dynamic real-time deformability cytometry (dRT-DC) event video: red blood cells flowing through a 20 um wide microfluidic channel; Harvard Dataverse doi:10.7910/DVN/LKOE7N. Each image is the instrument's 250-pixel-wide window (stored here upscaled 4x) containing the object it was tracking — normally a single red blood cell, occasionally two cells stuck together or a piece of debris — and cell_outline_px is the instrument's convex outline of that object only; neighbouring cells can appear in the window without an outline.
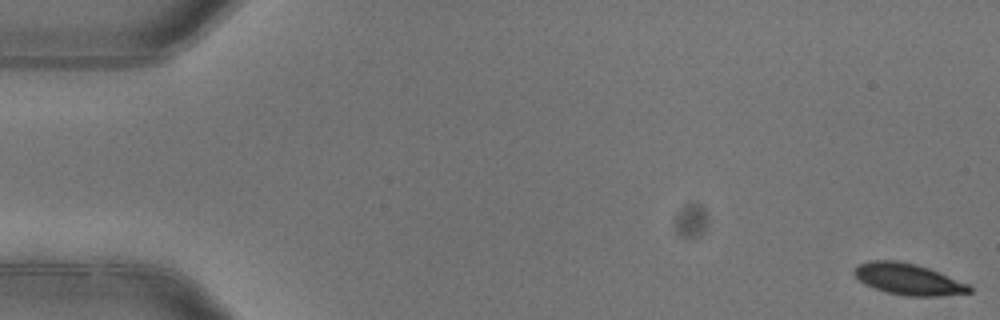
{"species": "common noctule bat (a hibernating species)", "species_latin": "Nyctalus noctula", "temperature_condition": "warm", "stored_images_in_passage": 5, "camera_frame_rate_fps": 3000, "um_per_image_px": 0.085, "animal": {"sex": "female"}, "frame": {"image": 1, "passage_image": 1, "time_ms": 0.0, "image_size_px": [1000, 320], "cell_outline_px": [[972, 292], [936, 296], [904, 296], [884, 292], [872, 288], [864, 284], [852, 272], [856, 264], [868, 260], [896, 260], [916, 264], [940, 272], [972, 284]], "centroid_in_image_um": [77.2, 23.72], "position_along_channel_um": 7.8, "area_um2": 21.5}}
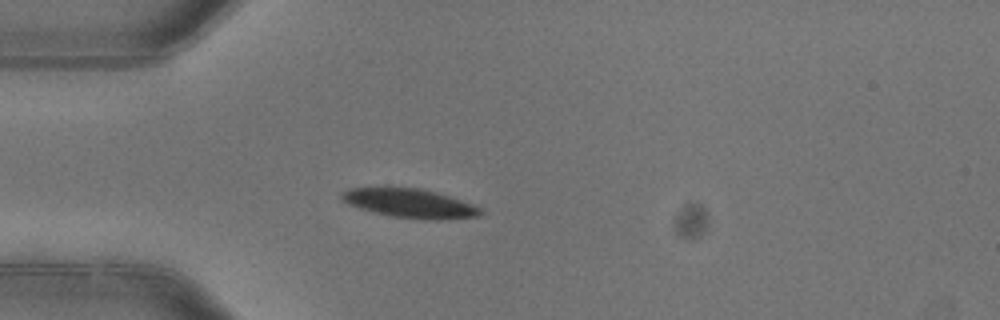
{"frame": {"image": 2, "passage_image": 5, "time_ms": 1.333, "image_size_px": [1000, 320], "cell_outline_px": [[484, 212], [480, 216], [436, 220], [428, 220], [392, 216], [372, 212], [348, 204], [340, 200], [340, 192], [348, 188], [384, 184], [388, 184], [420, 188], [436, 192], [472, 204], [480, 208]], "centroid_in_image_um": [34.71, 17.22], "position_along_channel_um": 50.3, "area_um2": 24.45}}